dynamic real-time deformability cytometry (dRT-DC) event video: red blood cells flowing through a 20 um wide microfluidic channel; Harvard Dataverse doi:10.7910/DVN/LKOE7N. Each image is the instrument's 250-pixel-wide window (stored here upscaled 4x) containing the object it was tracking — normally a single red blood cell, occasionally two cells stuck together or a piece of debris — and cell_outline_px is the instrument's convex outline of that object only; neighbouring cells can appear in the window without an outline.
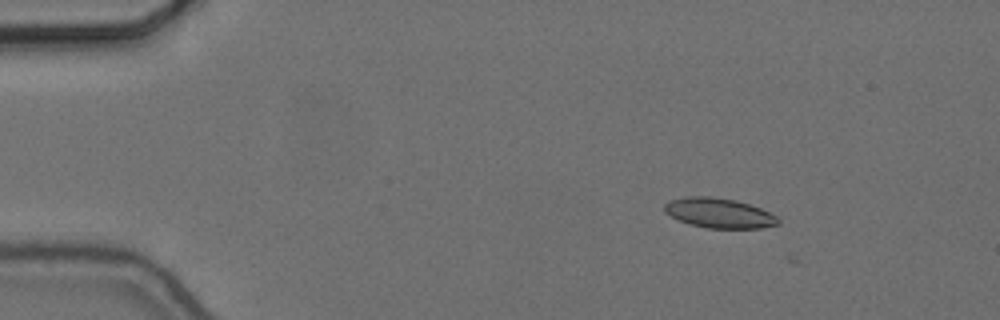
{"species": "common noctule bat (a hibernating species)", "species_latin": "Nyctalus noctula", "temperature_condition": "cold", "stored_images_in_passage": 3, "camera_frame_rate_fps": 3000, "um_per_image_px": 0.085, "animal": {"sex": "female", "body_mass_g": 24.6, "forearm_length_mm": 56.2}, "frame": {"image": 1, "passage_image": 1, "time_ms": 0.0, "image_size_px": [1000, 320], "cell_outline_px": [[780, 224], [760, 228], [708, 228], [688, 224], [664, 212], [664, 204], [668, 200], [684, 196], [712, 196], [736, 200], [760, 208], [776, 216], [780, 220]], "centroid_in_image_um": [61.09, 18.1], "position_along_channel_um": 23.9, "area_um2": 19.88}}